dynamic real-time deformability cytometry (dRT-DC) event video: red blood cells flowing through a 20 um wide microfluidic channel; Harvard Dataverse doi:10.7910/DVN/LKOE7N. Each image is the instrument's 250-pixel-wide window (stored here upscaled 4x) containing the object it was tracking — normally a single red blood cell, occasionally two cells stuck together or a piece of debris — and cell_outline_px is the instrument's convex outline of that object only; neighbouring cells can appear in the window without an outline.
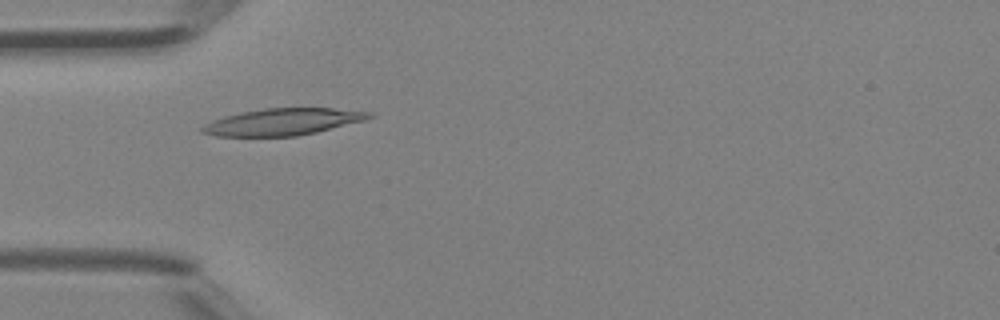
{"species": "Egyptian fruit bat (a non-hibernating species)", "species_latin": "Rousettus aegyptiacus", "temperature_condition": "room temperature", "stored_images_in_passage": 3, "camera_frame_rate_fps": 3000, "um_per_image_px": 0.085, "animal": {"sex": "female"}, "frame": {"image": 1, "passage_image": 1, "time_ms": 0.0, "image_size_px": [1000, 320], "cell_outline_px": [[376, 116], [364, 120], [316, 132], [296, 136], [216, 136], [200, 132], [200, 128], [204, 124], [212, 120], [224, 116], [240, 112], [264, 108], [332, 108], [372, 112]], "centroid_in_image_um": [24.01, 10.35], "position_along_channel_um": 61.0, "area_um2": 26.07}}
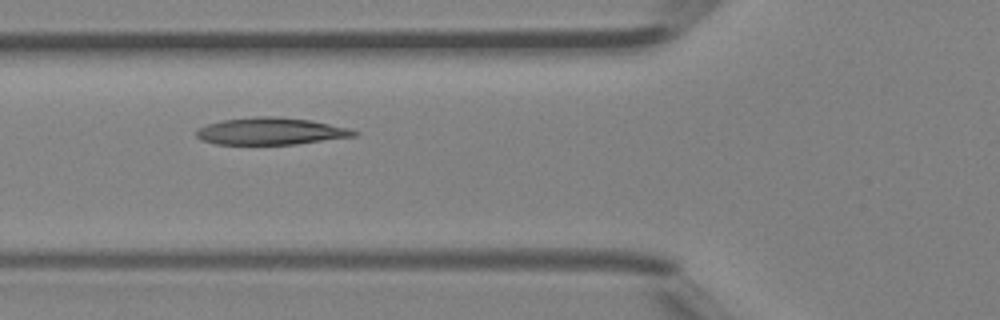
{"frame": {"image": 2, "passage_image": 2, "time_ms": 0.333, "image_size_px": [1000, 320], "cell_outline_px": [[360, 132], [356, 136], [296, 144], [216, 144], [200, 140], [196, 136], [196, 128], [208, 124], [224, 120], [256, 116], [276, 116], [312, 120], [348, 128]], "centroid_in_image_um": [23.01, 11.15], "position_along_channel_um": 102.8, "area_um2": 24.91}}
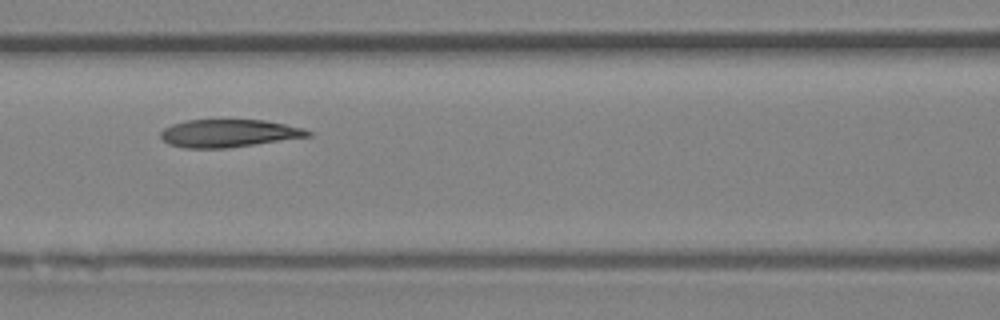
{"frame": {"image": 3, "passage_image": 3, "time_ms": 0.667, "image_size_px": [1000, 320], "cell_outline_px": [[312, 136], [228, 148], [184, 148], [168, 144], [160, 136], [160, 132], [164, 128], [172, 124], [184, 120], [264, 120], [304, 128], [312, 132]], "centroid_in_image_um": [19.43, 11.33], "position_along_channel_um": 147.2, "area_um2": 23.87}}